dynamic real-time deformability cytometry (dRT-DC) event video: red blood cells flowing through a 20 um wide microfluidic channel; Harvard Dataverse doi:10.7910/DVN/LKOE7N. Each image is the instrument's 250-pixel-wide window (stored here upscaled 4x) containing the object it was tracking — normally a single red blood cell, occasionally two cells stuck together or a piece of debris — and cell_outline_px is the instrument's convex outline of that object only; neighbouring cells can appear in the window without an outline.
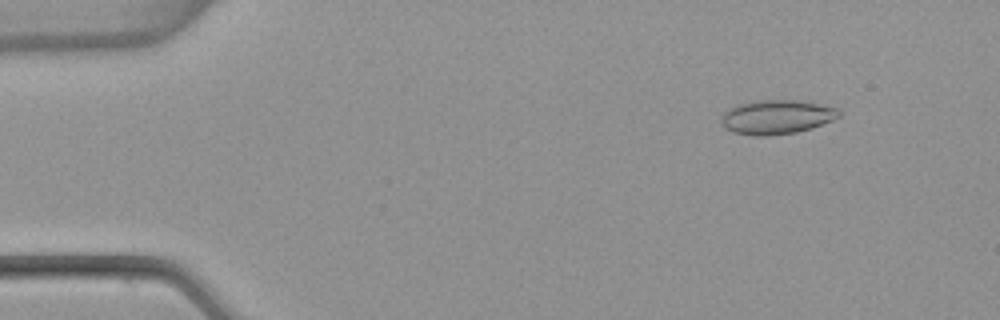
{"species": "common noctule bat (a hibernating species)", "species_latin": "Nyctalus noctula", "temperature_condition": "warm", "stored_images_in_passage": 4, "camera_frame_rate_fps": 3000, "um_per_image_px": 0.085, "animal": {"sex": "female", "body_mass_g": 22.7, "forearm_length_mm": 54.2}, "frame": {"image": 1, "passage_image": 2, "time_ms": 0.333, "image_size_px": [1000, 320], "cell_outline_px": [[840, 116], [832, 120], [812, 128], [796, 132], [768, 136], [756, 136], [732, 132], [724, 128], [720, 120], [724, 112], [740, 104], [764, 100], [796, 100], [820, 104], [836, 108], [840, 112]], "centroid_in_image_um": [66.01, 9.96], "position_along_channel_um": 19.0, "area_um2": 23.24}}